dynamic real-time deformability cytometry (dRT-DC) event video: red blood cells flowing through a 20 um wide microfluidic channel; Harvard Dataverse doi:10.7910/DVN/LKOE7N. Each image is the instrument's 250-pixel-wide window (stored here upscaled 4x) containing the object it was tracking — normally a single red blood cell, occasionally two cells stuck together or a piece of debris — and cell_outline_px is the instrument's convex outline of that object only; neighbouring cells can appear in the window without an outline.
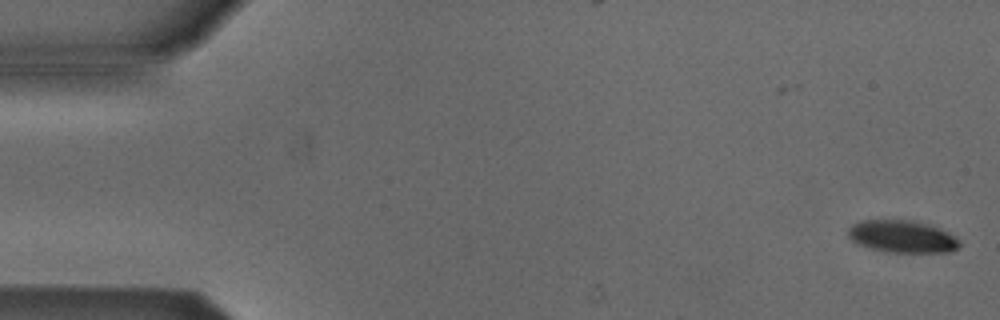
{"species": "Egyptian fruit bat (a non-hibernating species)", "species_latin": "Rousettus aegyptiacus", "temperature_condition": "cold", "stored_images_in_passage": 2, "camera_frame_rate_fps": 3000, "um_per_image_px": 0.085, "animal": {"sex": "male"}, "frame": {"image": 1, "passage_image": 2, "time_ms": 1.0, "image_size_px": [1000, 320], "cell_outline_px": [[960, 244], [956, 248], [948, 252], [888, 252], [856, 244], [848, 236], [848, 228], [852, 224], [864, 220], [912, 220], [932, 224], [948, 232], [960, 240]], "centroid_in_image_um": [76.69, 20.09], "position_along_channel_um": 8.3, "area_um2": 21.04}}